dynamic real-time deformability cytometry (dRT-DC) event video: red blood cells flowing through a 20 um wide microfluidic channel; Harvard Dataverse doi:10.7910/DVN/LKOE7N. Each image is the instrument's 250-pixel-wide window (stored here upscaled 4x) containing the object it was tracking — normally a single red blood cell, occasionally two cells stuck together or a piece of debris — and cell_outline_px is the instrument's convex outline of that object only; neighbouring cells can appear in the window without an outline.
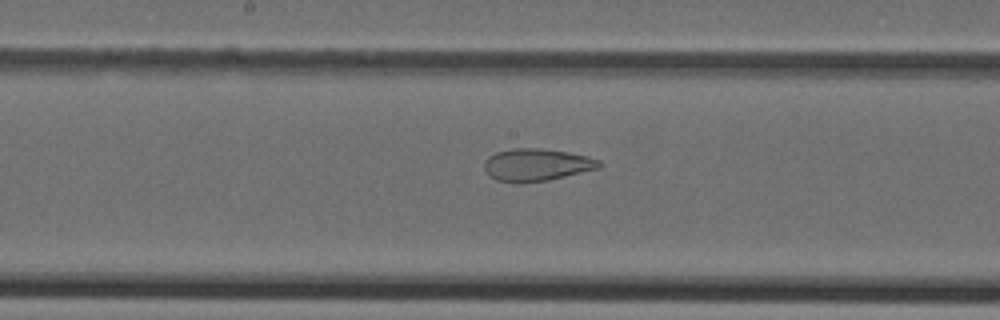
{"species": "Egyptian fruit bat (a non-hibernating species)", "species_latin": "Rousettus aegyptiacus", "temperature_condition": "cold", "stored_images_in_passage": 46, "camera_frame_rate_fps": 3000, "um_per_image_px": 0.085, "animal": {"sex": "female"}, "frame": {"image": 1, "passage_image": 24, "time_ms": 7.667, "image_size_px": [1000, 320], "cell_outline_px": [[604, 164], [600, 168], [548, 180], [496, 180], [484, 168], [484, 160], [488, 156], [496, 152], [512, 148], [540, 148], [568, 152], [588, 156], [600, 160]], "centroid_in_image_um": [45.68, 13.96], "position_along_channel_um": 202.5, "area_um2": 21.15}}
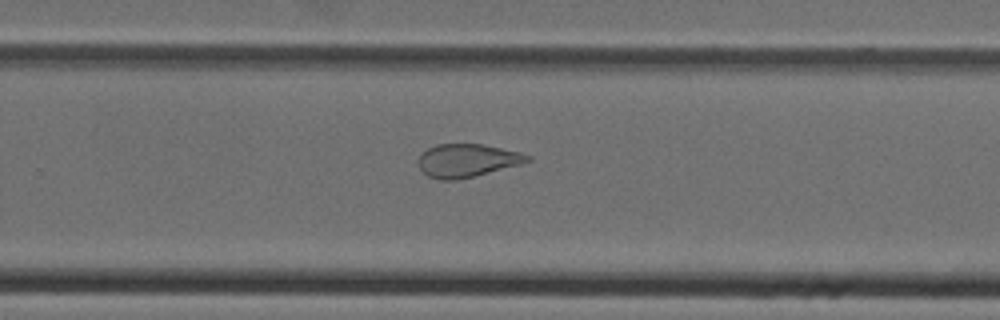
{"frame": {"image": 2, "passage_image": 30, "time_ms": 9.667, "image_size_px": [1000, 320], "cell_outline_px": [[532, 160], [520, 164], [456, 180], [440, 180], [428, 176], [420, 168], [420, 156], [428, 148], [436, 144], [484, 144], [520, 152], [532, 156]], "centroid_in_image_um": [39.73, 13.63], "position_along_channel_um": 290.1, "area_um2": 20.75}}
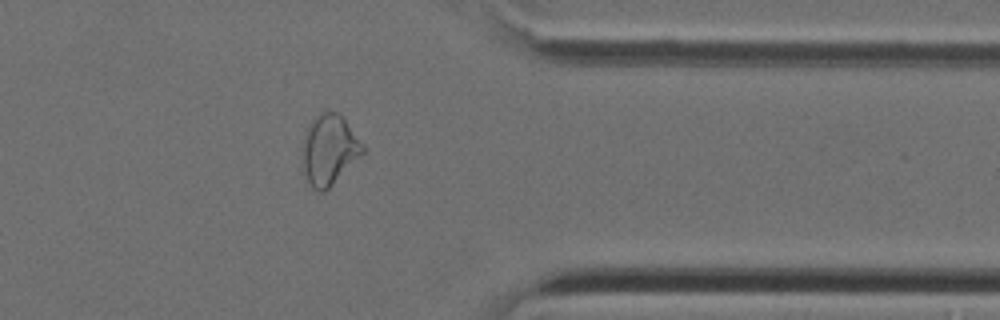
{"frame": {"image": 3, "passage_image": 37, "time_ms": 12.0, "image_size_px": [1000, 320], "cell_outline_px": [[364, 152], [324, 192], [320, 192], [312, 188], [308, 184], [304, 176], [304, 136], [312, 120], [320, 112], [336, 112], [344, 120], [364, 144]], "centroid_in_image_um": [27.98, 12.75], "position_along_channel_um": 383.4, "area_um2": 23.99}}